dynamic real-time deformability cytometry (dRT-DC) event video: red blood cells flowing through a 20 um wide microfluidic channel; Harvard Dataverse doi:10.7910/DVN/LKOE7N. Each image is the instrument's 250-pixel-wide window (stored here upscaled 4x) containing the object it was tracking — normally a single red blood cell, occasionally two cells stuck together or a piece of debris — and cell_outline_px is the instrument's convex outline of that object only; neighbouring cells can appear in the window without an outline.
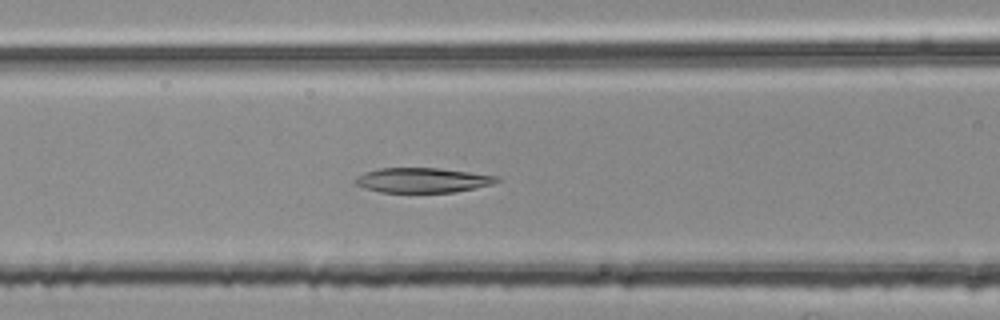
{"species": "common noctule bat (a hibernating species)", "species_latin": "Nyctalus noctula", "temperature_condition": "room temperature", "stored_images_in_passage": 53, "segment_of_instrument_passage": [2, 2], "camera_frame_rate_fps": 3000, "um_per_image_px": 0.085, "animal": {"sex": "female", "body_mass_g": 25.1}, "frame": {"image": 1, "passage_image": 22, "time_ms": 7.0, "image_size_px": [1000, 320], "cell_outline_px": [[500, 180], [492, 184], [452, 192], [380, 192], [364, 188], [356, 184], [356, 180], [364, 172], [380, 168], [436, 168], [500, 176]], "centroid_in_image_um": [35.92, 15.31], "position_along_channel_um": 130.7, "area_um2": 20.11}}
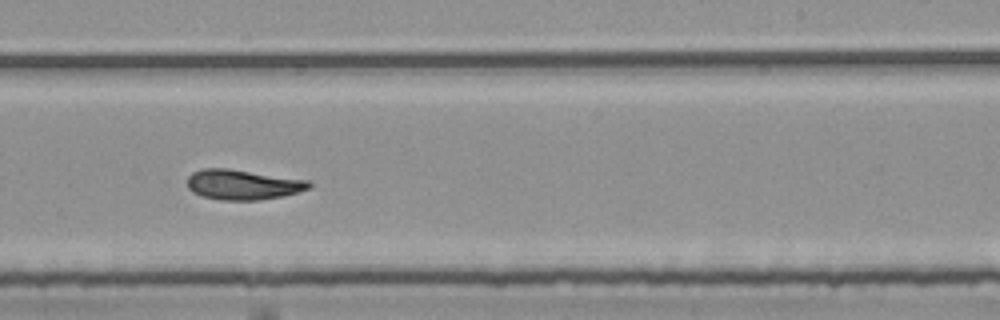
{"frame": {"image": 2, "passage_image": 33, "time_ms": 10.667, "image_size_px": [1000, 320], "cell_outline_px": [[312, 188], [280, 196], [260, 200], [220, 200], [200, 196], [192, 192], [188, 188], [188, 176], [192, 172], [200, 168], [228, 168], [308, 180], [312, 184]], "centroid_in_image_um": [20.6, 15.69], "position_along_channel_um": 268.4, "area_um2": 21.44}}
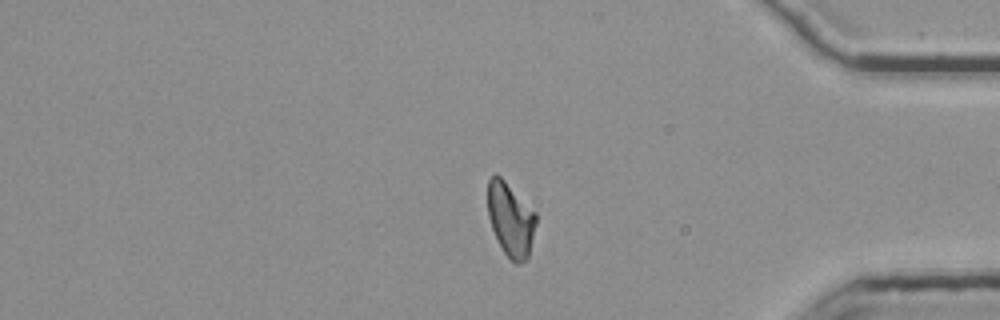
{"frame": {"image": 3, "passage_image": 45, "time_ms": 14.667, "image_size_px": [1000, 320], "cell_outline_px": [[536, 224], [528, 260], [520, 264], [516, 264], [504, 252], [492, 228], [488, 216], [488, 180], [496, 172], [536, 212]], "centroid_in_image_um": [43.42, 18.66], "position_along_channel_um": 391.8, "area_um2": 20.69}}